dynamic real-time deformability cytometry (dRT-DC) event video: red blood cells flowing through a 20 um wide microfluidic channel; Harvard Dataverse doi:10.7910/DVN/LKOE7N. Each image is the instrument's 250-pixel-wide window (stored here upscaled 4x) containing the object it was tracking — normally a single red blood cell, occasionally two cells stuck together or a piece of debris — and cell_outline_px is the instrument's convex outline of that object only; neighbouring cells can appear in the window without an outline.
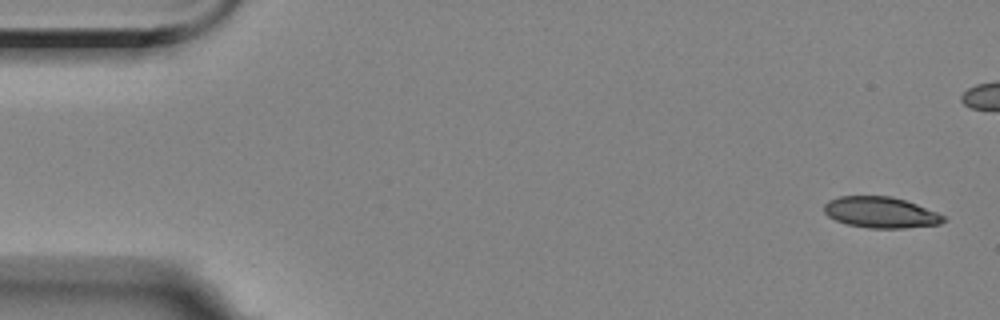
{"species": "Egyptian fruit bat (a non-hibernating species)", "species_latin": "Rousettus aegyptiacus", "temperature_condition": "room temperature", "stored_images_in_passage": 6, "camera_frame_rate_fps": 3000, "um_per_image_px": 0.085, "animal": {"sex": "female"}, "frame": {"image": 1, "passage_image": 1, "time_ms": 0.0, "image_size_px": [1000, 320], "cell_outline_px": [[948, 220], [940, 224], [904, 228], [868, 228], [848, 224], [836, 220], [828, 216], [824, 212], [824, 204], [828, 200], [840, 196], [892, 196], [916, 204], [936, 212], [944, 216]], "centroid_in_image_um": [74.85, 18.05], "position_along_channel_um": 10.1, "area_um2": 21.56}}